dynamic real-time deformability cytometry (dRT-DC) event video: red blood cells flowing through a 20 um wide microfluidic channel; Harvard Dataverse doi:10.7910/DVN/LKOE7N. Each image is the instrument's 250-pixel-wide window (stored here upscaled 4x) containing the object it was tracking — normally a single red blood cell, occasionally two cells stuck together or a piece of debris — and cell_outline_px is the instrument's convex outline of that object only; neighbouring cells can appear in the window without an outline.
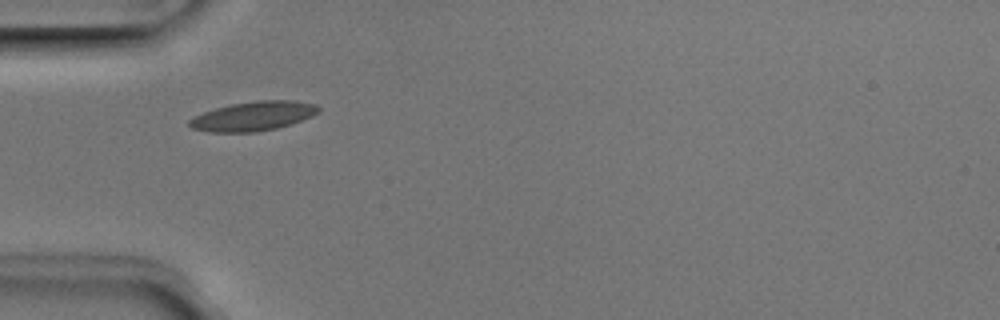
{"species": "Egyptian fruit bat (a non-hibernating species)", "species_latin": "Rousettus aegyptiacus", "temperature_condition": "room temperature", "stored_images_in_passage": 32, "camera_frame_rate_fps": 3000, "um_per_image_px": 0.085, "animal": {"sex": "male"}, "frame": {"image": 1, "passage_image": 1, "time_ms": 0.0, "image_size_px": [1000, 320], "cell_outline_px": [[320, 112], [312, 116], [292, 124], [276, 128], [256, 132], [208, 132], [192, 128], [188, 124], [188, 120], [192, 116], [216, 108], [232, 104], [256, 100], [292, 100], [316, 104], [320, 108]], "centroid_in_image_um": [21.53, 9.87], "position_along_channel_um": 63.5, "area_um2": 22.2}}
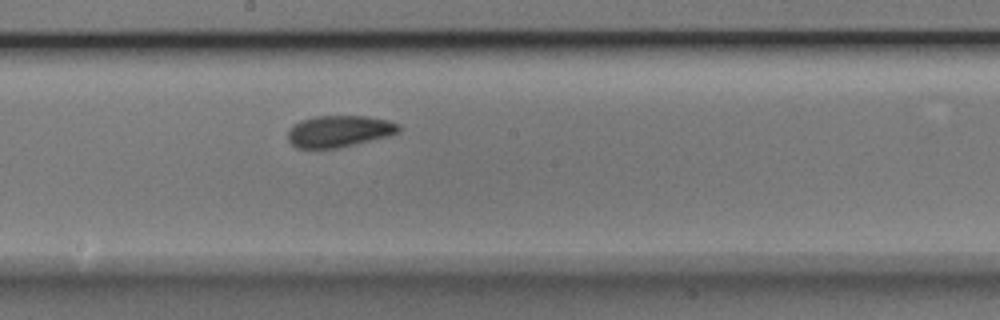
{"frame": {"image": 2, "passage_image": 13, "time_ms": 4.0, "image_size_px": [1000, 320], "cell_outline_px": [[400, 132], [388, 136], [336, 148], [296, 148], [288, 140], [288, 132], [300, 120], [316, 116], [364, 116], [388, 120], [400, 124]], "centroid_in_image_um": [28.84, 11.15], "position_along_channel_um": 219.4, "area_um2": 20.23}}
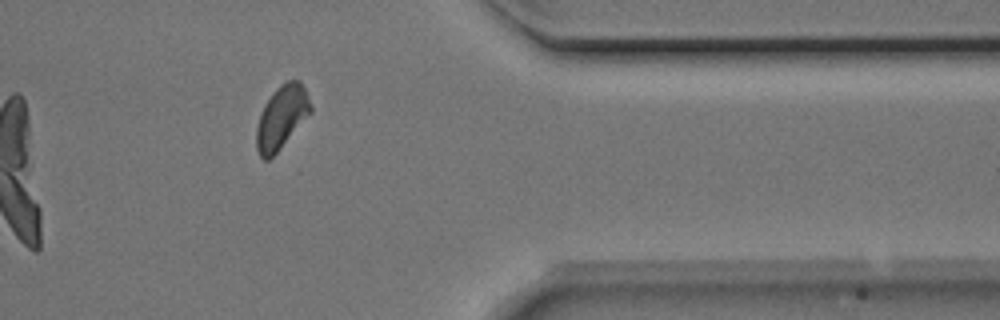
{"frame": {"image": 3, "passage_image": 27, "time_ms": 8.667, "image_size_px": [1000, 320], "cell_outline_px": [[312, 112], [280, 148], [268, 160], [264, 160], [260, 156], [256, 148], [256, 128], [260, 112], [264, 104], [272, 92], [280, 84], [288, 80], [300, 80], [308, 96], [312, 108]], "centroid_in_image_um": [23.92, 9.95], "position_along_channel_um": 387.5, "area_um2": 19.94}, "authors_computed_cell_mechanics": {"area_um2": 20.3456, "velocity_mm_per_s": 3.9346, "shape_relaxation_time_tau1_ms": 2.9935, "shape_relaxation_time_tau2_ms": 1.4191, "deformation_change_tau1": 0.1228, "deformation_change_tau2": 0.0695}}